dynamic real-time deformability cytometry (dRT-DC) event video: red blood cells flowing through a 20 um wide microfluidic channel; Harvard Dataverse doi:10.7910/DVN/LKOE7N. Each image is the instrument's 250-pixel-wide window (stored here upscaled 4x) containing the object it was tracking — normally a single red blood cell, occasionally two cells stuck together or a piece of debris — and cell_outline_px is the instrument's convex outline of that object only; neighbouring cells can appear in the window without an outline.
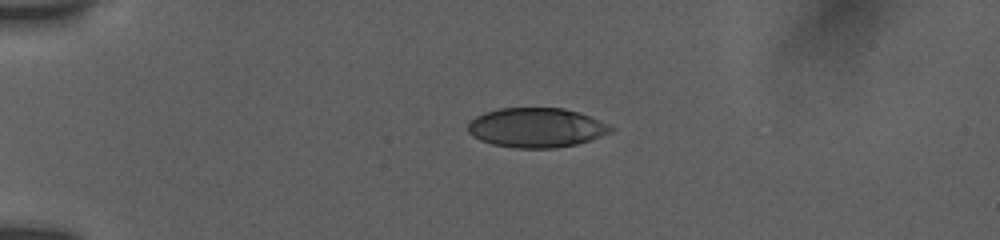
{"species": "human", "species_latin": "Homo sapiens", "temperature_condition": "room temperature", "stored_images_in_passage": 48, "camera_frame_rate_fps": 3000, "um_per_image_px": 0.085, "donor": {"sex": "female"}, "frame": {"image": 1, "passage_image": 1, "time_ms": 0.0, "image_size_px": [1000, 240], "cell_outline_px": [[616, 128], [612, 132], [576, 144], [556, 148], [512, 148], [492, 144], [480, 140], [472, 136], [468, 132], [468, 124], [476, 116], [484, 112], [500, 108], [564, 108], [580, 112], [612, 124]], "centroid_in_image_um": [45.62, 10.85], "position_along_channel_um": 39.4, "area_um2": 33.23}}
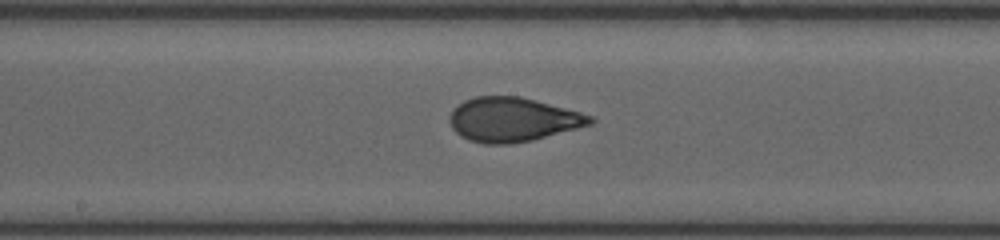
{"frame": {"image": 2, "passage_image": 24, "time_ms": 5.667, "image_size_px": [1000, 240], "cell_outline_px": [[596, 120], [592, 124], [532, 140], [508, 144], [484, 144], [468, 140], [460, 136], [452, 128], [448, 120], [448, 116], [452, 108], [456, 104], [464, 100], [476, 96], [520, 96], [580, 112], [592, 116]], "centroid_in_image_um": [43.52, 10.16], "position_along_channel_um": 204.7, "area_um2": 36.36}}
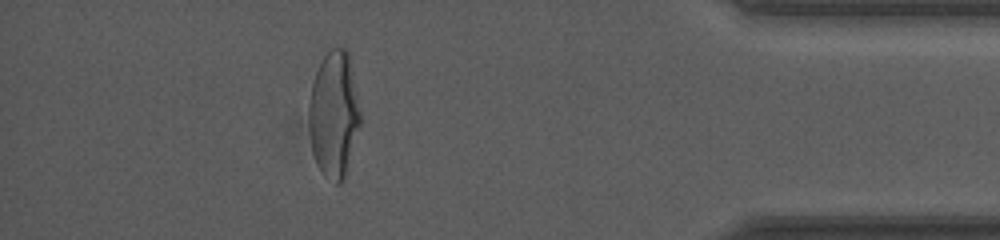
{"frame": {"image": 3, "passage_image": 43, "time_ms": 12.0, "image_size_px": [1000, 240], "cell_outline_px": [[360, 124], [344, 180], [340, 184], [336, 184], [324, 176], [316, 164], [312, 152], [308, 112], [308, 104], [312, 84], [316, 72], [324, 56], [332, 48], [348, 48], [360, 112]], "centroid_in_image_um": [28.38, 9.75], "position_along_channel_um": 406.8, "area_um2": 37.8}, "authors_computed_cell_mechanics": {"area_um2": 35.7782, "velocity_mm_per_s": 3.7874, "shape_relaxation_time_tau1_ms": 4.4797, "shape_relaxation_time_tau2_ms": null, "deformation_change_tau1": 0.1887, "deformation_change_tau2": null}}